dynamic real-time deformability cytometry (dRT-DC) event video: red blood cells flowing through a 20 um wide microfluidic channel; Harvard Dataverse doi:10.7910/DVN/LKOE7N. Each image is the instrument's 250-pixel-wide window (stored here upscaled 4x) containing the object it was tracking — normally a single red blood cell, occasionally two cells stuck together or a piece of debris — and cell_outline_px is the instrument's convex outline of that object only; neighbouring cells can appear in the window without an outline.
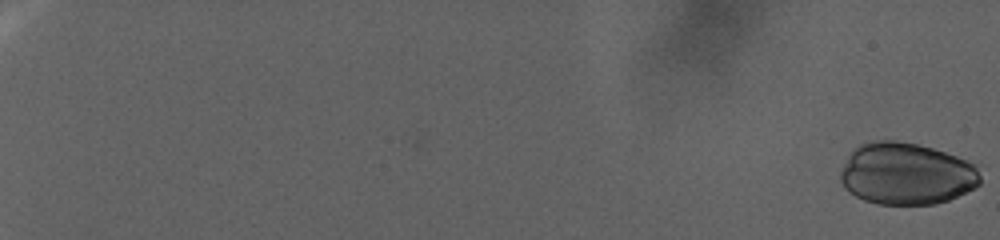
{"species": "human", "species_latin": "Homo sapiens", "temperature_condition": "warm", "stored_images_in_passage": 110, "camera_frame_rate_fps": 3000, "um_per_image_px": 0.085, "donor": {"sex": "female"}, "frame": {"image": 1, "passage_image": 1, "time_ms": 0.0, "image_size_px": [1000, 240], "cell_outline_px": [[980, 184], [976, 188], [948, 200], [936, 204], [876, 204], [864, 200], [848, 192], [844, 188], [840, 180], [840, 168], [848, 156], [860, 144], [872, 140], [892, 140], [916, 144], [932, 148], [956, 156], [976, 164], [980, 176]], "centroid_in_image_um": [77.03, 14.77], "position_along_channel_um": 8.0, "area_um2": 50.75}}
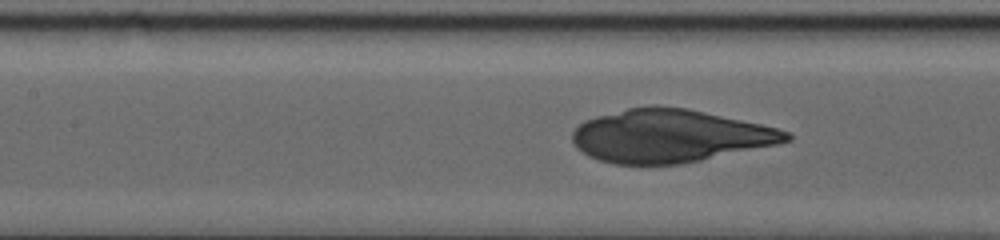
{"frame": {"image": 2, "passage_image": 61, "time_ms": 20.0, "image_size_px": [1000, 240], "cell_outline_px": [[792, 140], [776, 144], [700, 160], [680, 164], [612, 164], [588, 156], [576, 148], [572, 140], [572, 132], [584, 120], [596, 116], [628, 108], [656, 104], [688, 108], [760, 124], [776, 128], [788, 132], [792, 136]], "centroid_in_image_um": [56.88, 11.54], "position_along_channel_um": 150.5, "area_um2": 65.89}}
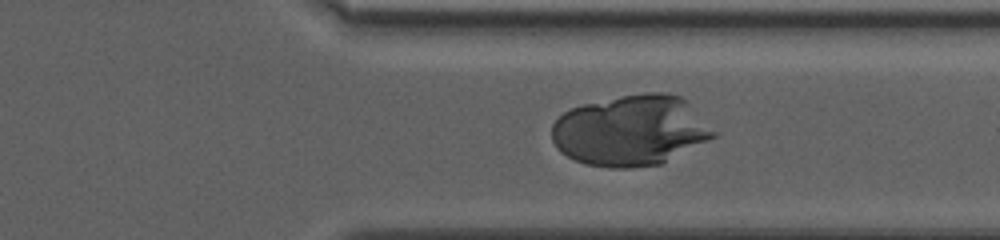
{"frame": {"image": 3, "passage_image": 91, "time_ms": 30.0, "image_size_px": [1000, 240], "cell_outline_px": [[716, 136], [660, 164], [632, 168], [608, 168], [584, 164], [560, 152], [556, 148], [552, 140], [552, 124], [564, 112], [572, 108], [584, 104], [620, 96], [644, 92], [660, 92], [680, 96], [716, 132]], "centroid_in_image_um": [53.57, 11.1], "position_along_channel_um": 357.8, "area_um2": 66.12}}